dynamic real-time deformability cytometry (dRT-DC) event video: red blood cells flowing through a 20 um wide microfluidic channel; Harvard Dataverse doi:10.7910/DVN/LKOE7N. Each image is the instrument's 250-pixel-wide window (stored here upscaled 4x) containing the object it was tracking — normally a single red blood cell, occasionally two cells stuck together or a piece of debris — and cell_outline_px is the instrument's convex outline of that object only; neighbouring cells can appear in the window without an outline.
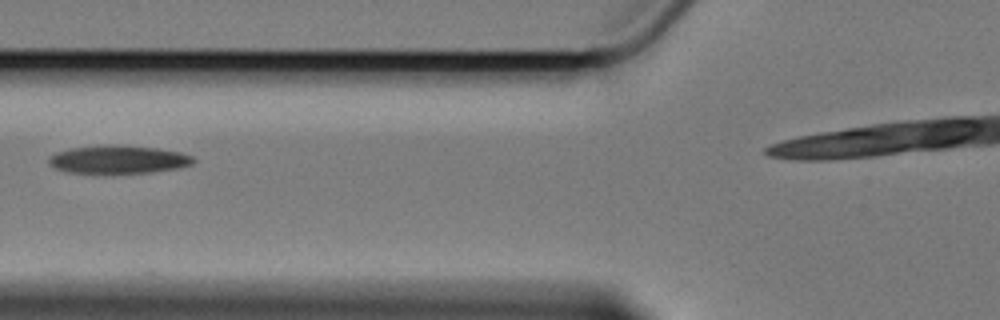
{"species": "Egyptian fruit bat (a non-hibernating species)", "species_latin": "Rousettus aegyptiacus", "temperature_condition": "cold", "stored_images_in_passage": 2, "camera_frame_rate_fps": 3000, "um_per_image_px": 0.085, "animal": {"sex": "female"}, "frame": {"image": 1, "passage_image": 2, "time_ms": 1.333, "image_size_px": [1000, 320], "cell_outline_px": [[196, 160], [192, 164], [180, 168], [152, 172], [112, 176], [68, 172], [56, 168], [48, 164], [48, 156], [56, 152], [72, 148], [156, 148], [180, 152], [192, 156]], "centroid_in_image_um": [10.06, 13.66], "position_along_channel_um": 115.7, "area_um2": 23.41}}